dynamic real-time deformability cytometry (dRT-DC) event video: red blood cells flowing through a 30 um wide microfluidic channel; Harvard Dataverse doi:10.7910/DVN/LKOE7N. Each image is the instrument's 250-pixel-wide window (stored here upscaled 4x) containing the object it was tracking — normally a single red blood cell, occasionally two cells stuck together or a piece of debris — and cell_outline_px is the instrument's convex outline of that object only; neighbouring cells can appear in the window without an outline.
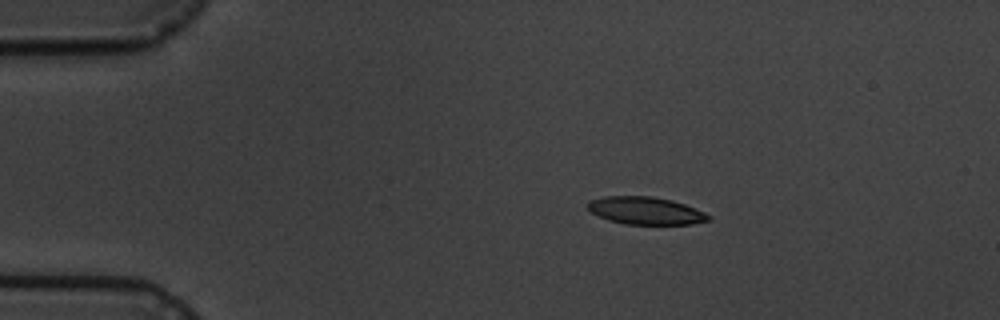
{"species": "common noctule bat (a hibernating species)", "species_latin": "Nyctalus noctula", "temperature_condition": "cold", "stored_images_in_passage": 4, "camera_frame_rate_fps": 3000, "um_per_image_px": 0.085, "animal": {"sex": "male", "body_mass_g": 19.5, "forearm_length_mm": 54.6}, "frame": {"image": 1, "passage_image": 2, "time_ms": 1.333, "image_size_px": [1000, 320], "cell_outline_px": [[712, 220], [692, 224], [624, 224], [608, 220], [592, 212], [588, 208], [588, 200], [604, 196], [652, 196], [672, 200], [696, 208], [712, 216]], "centroid_in_image_um": [54.91, 17.9], "position_along_channel_um": 30.1, "area_um2": 19.48}}
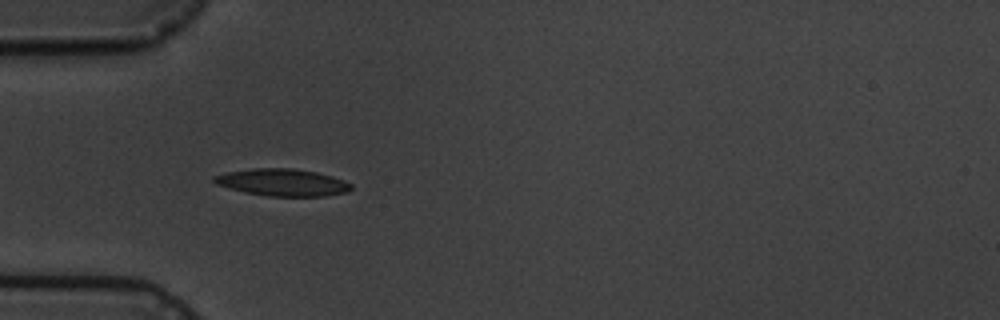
{"frame": {"image": 2, "passage_image": 4, "time_ms": 3.667, "image_size_px": [1000, 320], "cell_outline_px": [[352, 188], [348, 192], [324, 196], [268, 196], [244, 192], [216, 184], [212, 180], [212, 176], [224, 172], [252, 168], [292, 168], [316, 172], [332, 176], [344, 180], [352, 184]], "centroid_in_image_um": [23.99, 15.5], "position_along_channel_um": 61.0, "area_um2": 21.79}}